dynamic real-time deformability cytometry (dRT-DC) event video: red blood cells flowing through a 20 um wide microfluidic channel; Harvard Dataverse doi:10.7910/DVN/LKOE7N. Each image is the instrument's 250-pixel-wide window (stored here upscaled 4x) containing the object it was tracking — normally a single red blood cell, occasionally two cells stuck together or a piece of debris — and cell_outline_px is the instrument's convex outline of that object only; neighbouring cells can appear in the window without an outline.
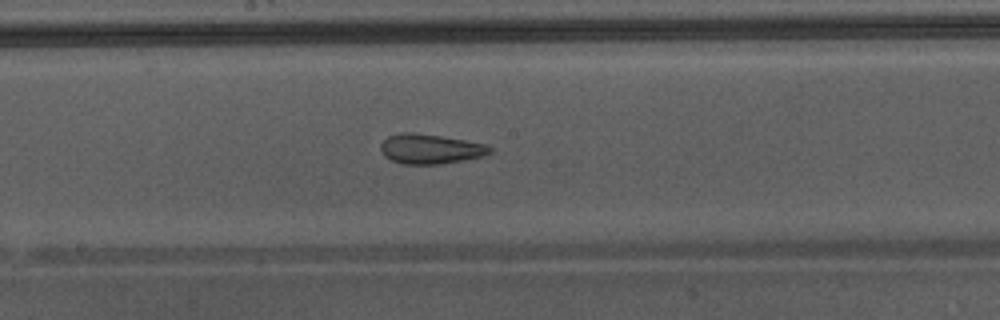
{"species": "Egyptian fruit bat (a non-hibernating species)", "species_latin": "Rousettus aegyptiacus", "temperature_condition": "warm", "stored_images_in_passage": 50, "camera_frame_rate_fps": 3000, "um_per_image_px": 0.085, "animal": {"sex": "male"}, "frame": {"image": 1, "passage_image": 29, "time_ms": 9.333, "image_size_px": [1000, 320], "cell_outline_px": [[496, 148], [492, 152], [484, 156], [440, 164], [404, 164], [392, 160], [384, 156], [380, 148], [380, 144], [388, 136], [400, 132], [412, 132], [440, 136], [488, 144]], "centroid_in_image_um": [36.61, 12.65], "position_along_channel_um": 211.6, "area_um2": 19.07}, "authors_computed_cell_mechanics": {"area_um2": 23.9003, "velocity_mm_per_s": 4.3773, "shape_relaxation_time_tau1_ms": null, "shape_relaxation_time_tau2_ms": 1.3497, "deformation_change_tau1": null, "deformation_change_tau2": 0.0949}}